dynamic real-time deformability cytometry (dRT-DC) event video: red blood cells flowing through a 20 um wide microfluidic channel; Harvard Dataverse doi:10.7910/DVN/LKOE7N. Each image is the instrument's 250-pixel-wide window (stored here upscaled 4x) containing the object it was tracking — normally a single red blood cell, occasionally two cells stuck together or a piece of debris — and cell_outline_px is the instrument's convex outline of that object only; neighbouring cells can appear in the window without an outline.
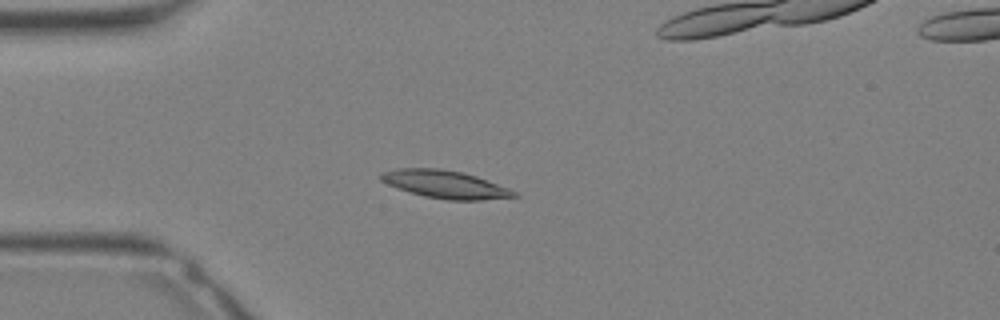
{"species": "Egyptian fruit bat (a non-hibernating species)", "species_latin": "Rousettus aegyptiacus", "temperature_condition": "warm", "stored_images_in_passage": 33, "camera_frame_rate_fps": 3000, "um_per_image_px": 0.085, "animal": {"sex": "female"}, "frame": {"image": 1, "passage_image": 8, "time_ms": 2.333, "image_size_px": [1000, 320], "cell_outline_px": [[520, 196], [480, 200], [448, 200], [424, 196], [388, 184], [380, 180], [380, 172], [396, 168], [440, 168], [464, 172], [476, 176], [508, 188], [516, 192]], "centroid_in_image_um": [37.83, 15.65], "position_along_channel_um": 47.2, "area_um2": 21.44}}
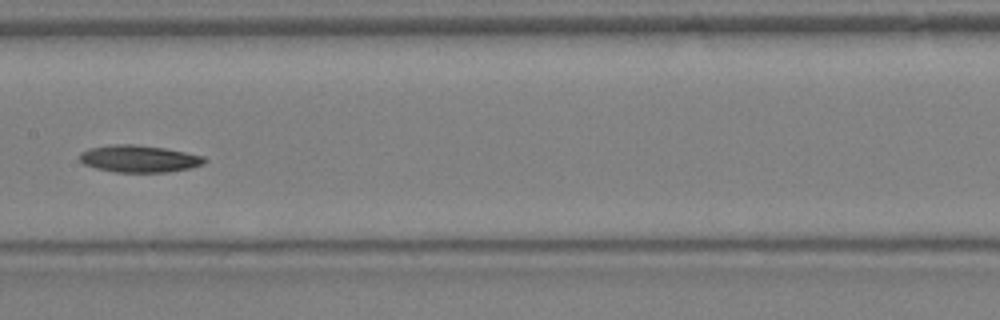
{"frame": {"image": 2, "passage_image": 16, "time_ms": 5.0, "image_size_px": [1000, 320], "cell_outline_px": [[208, 160], [204, 164], [192, 168], [168, 172], [116, 172], [96, 168], [84, 164], [80, 160], [80, 152], [88, 148], [108, 144], [136, 144], [164, 148], [204, 156]], "centroid_in_image_um": [11.83, 13.49], "position_along_channel_um": 195.6, "area_um2": 19.88}}
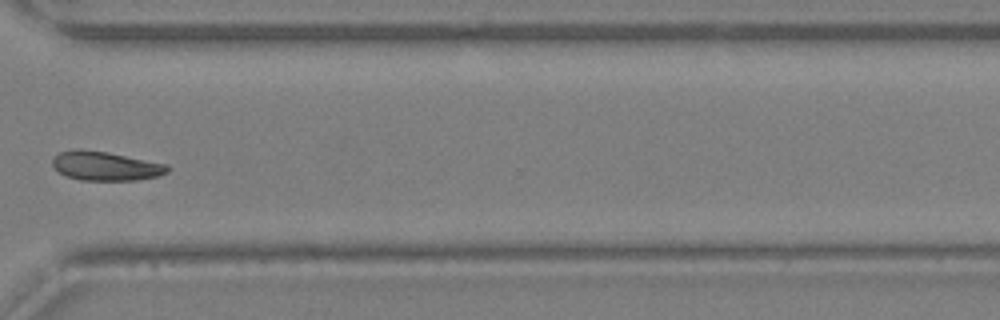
{"frame": {"image": 3, "passage_image": 24, "time_ms": 7.667, "image_size_px": [1000, 320], "cell_outline_px": [[168, 172], [160, 176], [136, 180], [80, 180], [64, 176], [52, 164], [52, 160], [60, 152], [76, 148], [80, 148], [108, 152], [168, 164]], "centroid_in_image_um": [8.98, 14.1], "position_along_channel_um": 361.6, "area_um2": 19.59}}